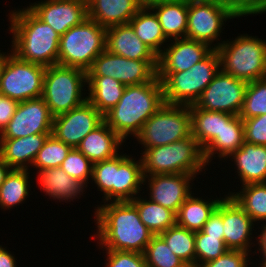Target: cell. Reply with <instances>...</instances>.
<instances>
[{"mask_svg":"<svg viewBox=\"0 0 266 267\" xmlns=\"http://www.w3.org/2000/svg\"><path fill=\"white\" fill-rule=\"evenodd\" d=\"M109 203V204H108ZM98 246L104 250L144 252L154 234L141 221L131 201H111L94 209Z\"/></svg>","mask_w":266,"mask_h":267,"instance_id":"cell-1","label":"cell"},{"mask_svg":"<svg viewBox=\"0 0 266 267\" xmlns=\"http://www.w3.org/2000/svg\"><path fill=\"white\" fill-rule=\"evenodd\" d=\"M9 31L12 49L19 59L43 66L57 64L61 35L40 20L28 7L11 10Z\"/></svg>","mask_w":266,"mask_h":267,"instance_id":"cell-2","label":"cell"},{"mask_svg":"<svg viewBox=\"0 0 266 267\" xmlns=\"http://www.w3.org/2000/svg\"><path fill=\"white\" fill-rule=\"evenodd\" d=\"M164 104L162 82L126 86L118 103L103 115L104 122L125 142L136 137L144 123Z\"/></svg>","mask_w":266,"mask_h":267,"instance_id":"cell-3","label":"cell"},{"mask_svg":"<svg viewBox=\"0 0 266 267\" xmlns=\"http://www.w3.org/2000/svg\"><path fill=\"white\" fill-rule=\"evenodd\" d=\"M117 154L115 157L93 164L92 182L103 194V201H131L136 198L143 185L142 161Z\"/></svg>","mask_w":266,"mask_h":267,"instance_id":"cell-4","label":"cell"},{"mask_svg":"<svg viewBox=\"0 0 266 267\" xmlns=\"http://www.w3.org/2000/svg\"><path fill=\"white\" fill-rule=\"evenodd\" d=\"M143 175L190 174L199 175L207 163L196 139L189 137L164 146L141 150Z\"/></svg>","mask_w":266,"mask_h":267,"instance_id":"cell-5","label":"cell"},{"mask_svg":"<svg viewBox=\"0 0 266 267\" xmlns=\"http://www.w3.org/2000/svg\"><path fill=\"white\" fill-rule=\"evenodd\" d=\"M219 42L213 49L219 55L222 72L246 82L266 78V40L246 33Z\"/></svg>","mask_w":266,"mask_h":267,"instance_id":"cell-6","label":"cell"},{"mask_svg":"<svg viewBox=\"0 0 266 267\" xmlns=\"http://www.w3.org/2000/svg\"><path fill=\"white\" fill-rule=\"evenodd\" d=\"M219 71V55L213 49L203 60L194 64L189 70L157 72V78L163 85L164 103L194 105Z\"/></svg>","mask_w":266,"mask_h":267,"instance_id":"cell-7","label":"cell"},{"mask_svg":"<svg viewBox=\"0 0 266 267\" xmlns=\"http://www.w3.org/2000/svg\"><path fill=\"white\" fill-rule=\"evenodd\" d=\"M106 28L90 18L60 37L57 64L87 72L105 50Z\"/></svg>","mask_w":266,"mask_h":267,"instance_id":"cell-8","label":"cell"},{"mask_svg":"<svg viewBox=\"0 0 266 267\" xmlns=\"http://www.w3.org/2000/svg\"><path fill=\"white\" fill-rule=\"evenodd\" d=\"M87 72L59 64L46 67L42 98L55 117L87 100ZM83 95H86L84 97Z\"/></svg>","mask_w":266,"mask_h":267,"instance_id":"cell-9","label":"cell"},{"mask_svg":"<svg viewBox=\"0 0 266 267\" xmlns=\"http://www.w3.org/2000/svg\"><path fill=\"white\" fill-rule=\"evenodd\" d=\"M191 126L190 106L164 103L134 138L146 150L189 137Z\"/></svg>","mask_w":266,"mask_h":267,"instance_id":"cell-10","label":"cell"},{"mask_svg":"<svg viewBox=\"0 0 266 267\" xmlns=\"http://www.w3.org/2000/svg\"><path fill=\"white\" fill-rule=\"evenodd\" d=\"M238 17L245 16L228 0H188L186 38L213 48L214 41L220 40L224 23Z\"/></svg>","mask_w":266,"mask_h":267,"instance_id":"cell-11","label":"cell"},{"mask_svg":"<svg viewBox=\"0 0 266 267\" xmlns=\"http://www.w3.org/2000/svg\"><path fill=\"white\" fill-rule=\"evenodd\" d=\"M4 52L0 78V94L17 102L42 97L46 66L19 59Z\"/></svg>","mask_w":266,"mask_h":267,"instance_id":"cell-12","label":"cell"},{"mask_svg":"<svg viewBox=\"0 0 266 267\" xmlns=\"http://www.w3.org/2000/svg\"><path fill=\"white\" fill-rule=\"evenodd\" d=\"M87 76H106L125 86L151 82L157 76V60H133L106 49L93 61Z\"/></svg>","mask_w":266,"mask_h":267,"instance_id":"cell-13","label":"cell"},{"mask_svg":"<svg viewBox=\"0 0 266 267\" xmlns=\"http://www.w3.org/2000/svg\"><path fill=\"white\" fill-rule=\"evenodd\" d=\"M247 84L220 70L190 108L239 115Z\"/></svg>","mask_w":266,"mask_h":267,"instance_id":"cell-14","label":"cell"},{"mask_svg":"<svg viewBox=\"0 0 266 267\" xmlns=\"http://www.w3.org/2000/svg\"><path fill=\"white\" fill-rule=\"evenodd\" d=\"M53 119L42 97L19 102L15 114L0 134V139L52 134Z\"/></svg>","mask_w":266,"mask_h":267,"instance_id":"cell-15","label":"cell"},{"mask_svg":"<svg viewBox=\"0 0 266 267\" xmlns=\"http://www.w3.org/2000/svg\"><path fill=\"white\" fill-rule=\"evenodd\" d=\"M103 121V115L86 100L80 106L54 117L52 135L66 145L77 148Z\"/></svg>","mask_w":266,"mask_h":267,"instance_id":"cell-16","label":"cell"},{"mask_svg":"<svg viewBox=\"0 0 266 267\" xmlns=\"http://www.w3.org/2000/svg\"><path fill=\"white\" fill-rule=\"evenodd\" d=\"M27 7L60 35L88 18L87 0H42Z\"/></svg>","mask_w":266,"mask_h":267,"instance_id":"cell-17","label":"cell"},{"mask_svg":"<svg viewBox=\"0 0 266 267\" xmlns=\"http://www.w3.org/2000/svg\"><path fill=\"white\" fill-rule=\"evenodd\" d=\"M196 178L190 174H154L144 176L143 185L148 183L149 200L178 213L180 206L193 194L190 183Z\"/></svg>","mask_w":266,"mask_h":267,"instance_id":"cell-18","label":"cell"},{"mask_svg":"<svg viewBox=\"0 0 266 267\" xmlns=\"http://www.w3.org/2000/svg\"><path fill=\"white\" fill-rule=\"evenodd\" d=\"M254 223L251 217L230 195H224L223 237L225 246L228 249L251 253V248L256 246L252 241L254 239L252 236Z\"/></svg>","mask_w":266,"mask_h":267,"instance_id":"cell-19","label":"cell"},{"mask_svg":"<svg viewBox=\"0 0 266 267\" xmlns=\"http://www.w3.org/2000/svg\"><path fill=\"white\" fill-rule=\"evenodd\" d=\"M212 50L208 44L186 37L171 40L157 56V72L189 70Z\"/></svg>","mask_w":266,"mask_h":267,"instance_id":"cell-20","label":"cell"},{"mask_svg":"<svg viewBox=\"0 0 266 267\" xmlns=\"http://www.w3.org/2000/svg\"><path fill=\"white\" fill-rule=\"evenodd\" d=\"M105 49L133 60H157V55L142 42L129 24L106 29Z\"/></svg>","mask_w":266,"mask_h":267,"instance_id":"cell-21","label":"cell"},{"mask_svg":"<svg viewBox=\"0 0 266 267\" xmlns=\"http://www.w3.org/2000/svg\"><path fill=\"white\" fill-rule=\"evenodd\" d=\"M143 5L139 0H87L88 18L107 29L128 24Z\"/></svg>","mask_w":266,"mask_h":267,"instance_id":"cell-22","label":"cell"},{"mask_svg":"<svg viewBox=\"0 0 266 267\" xmlns=\"http://www.w3.org/2000/svg\"><path fill=\"white\" fill-rule=\"evenodd\" d=\"M50 134L0 139V157L12 169L28 170Z\"/></svg>","mask_w":266,"mask_h":267,"instance_id":"cell-23","label":"cell"},{"mask_svg":"<svg viewBox=\"0 0 266 267\" xmlns=\"http://www.w3.org/2000/svg\"><path fill=\"white\" fill-rule=\"evenodd\" d=\"M229 158L234 161L241 186L266 183V146L244 142Z\"/></svg>","mask_w":266,"mask_h":267,"instance_id":"cell-24","label":"cell"},{"mask_svg":"<svg viewBox=\"0 0 266 267\" xmlns=\"http://www.w3.org/2000/svg\"><path fill=\"white\" fill-rule=\"evenodd\" d=\"M147 5L155 12L168 40L186 37L188 0H154Z\"/></svg>","mask_w":266,"mask_h":267,"instance_id":"cell-25","label":"cell"},{"mask_svg":"<svg viewBox=\"0 0 266 267\" xmlns=\"http://www.w3.org/2000/svg\"><path fill=\"white\" fill-rule=\"evenodd\" d=\"M124 141L103 121L77 146L93 164L111 159L119 154Z\"/></svg>","mask_w":266,"mask_h":267,"instance_id":"cell-26","label":"cell"},{"mask_svg":"<svg viewBox=\"0 0 266 267\" xmlns=\"http://www.w3.org/2000/svg\"><path fill=\"white\" fill-rule=\"evenodd\" d=\"M38 182L41 191L45 192L53 200L60 202L63 200L73 201L76 197L79 199V195H83L85 186L78 180L69 176L60 167L48 168L37 172Z\"/></svg>","mask_w":266,"mask_h":267,"instance_id":"cell-27","label":"cell"},{"mask_svg":"<svg viewBox=\"0 0 266 267\" xmlns=\"http://www.w3.org/2000/svg\"><path fill=\"white\" fill-rule=\"evenodd\" d=\"M191 135L204 150L223 130L224 124L235 116L230 113L190 108Z\"/></svg>","mask_w":266,"mask_h":267,"instance_id":"cell-28","label":"cell"},{"mask_svg":"<svg viewBox=\"0 0 266 267\" xmlns=\"http://www.w3.org/2000/svg\"><path fill=\"white\" fill-rule=\"evenodd\" d=\"M244 142L243 120L239 115H235L228 124H224L221 133L203 150L205 162L209 165L215 154L220 159L227 160Z\"/></svg>","mask_w":266,"mask_h":267,"instance_id":"cell-29","label":"cell"},{"mask_svg":"<svg viewBox=\"0 0 266 267\" xmlns=\"http://www.w3.org/2000/svg\"><path fill=\"white\" fill-rule=\"evenodd\" d=\"M87 100L102 114L113 108L123 96L125 85L106 76H87Z\"/></svg>","mask_w":266,"mask_h":267,"instance_id":"cell-30","label":"cell"},{"mask_svg":"<svg viewBox=\"0 0 266 267\" xmlns=\"http://www.w3.org/2000/svg\"><path fill=\"white\" fill-rule=\"evenodd\" d=\"M128 24L134 29L135 34L142 42L157 56L164 49L163 45L170 42L165 37L155 12L147 4L138 10Z\"/></svg>","mask_w":266,"mask_h":267,"instance_id":"cell-31","label":"cell"},{"mask_svg":"<svg viewBox=\"0 0 266 267\" xmlns=\"http://www.w3.org/2000/svg\"><path fill=\"white\" fill-rule=\"evenodd\" d=\"M201 198L195 197L193 192V195L191 194L184 201L176 214V224L178 226L193 232L201 231L210 215L223 199V197H217L214 200L211 198L208 200Z\"/></svg>","mask_w":266,"mask_h":267,"instance_id":"cell-32","label":"cell"},{"mask_svg":"<svg viewBox=\"0 0 266 267\" xmlns=\"http://www.w3.org/2000/svg\"><path fill=\"white\" fill-rule=\"evenodd\" d=\"M147 199L137 196L131 202L136 206L141 221L154 235H159L176 225L174 211Z\"/></svg>","mask_w":266,"mask_h":267,"instance_id":"cell-33","label":"cell"},{"mask_svg":"<svg viewBox=\"0 0 266 267\" xmlns=\"http://www.w3.org/2000/svg\"><path fill=\"white\" fill-rule=\"evenodd\" d=\"M30 172L25 169H11L0 185V207L13 209L29 197Z\"/></svg>","mask_w":266,"mask_h":267,"instance_id":"cell-34","label":"cell"},{"mask_svg":"<svg viewBox=\"0 0 266 267\" xmlns=\"http://www.w3.org/2000/svg\"><path fill=\"white\" fill-rule=\"evenodd\" d=\"M241 187L239 192H230L227 195L237 202L255 224L260 222L263 223L261 225L266 224V183L247 184Z\"/></svg>","mask_w":266,"mask_h":267,"instance_id":"cell-35","label":"cell"},{"mask_svg":"<svg viewBox=\"0 0 266 267\" xmlns=\"http://www.w3.org/2000/svg\"><path fill=\"white\" fill-rule=\"evenodd\" d=\"M170 250L189 267H196L195 232L177 224L159 234Z\"/></svg>","mask_w":266,"mask_h":267,"instance_id":"cell-36","label":"cell"},{"mask_svg":"<svg viewBox=\"0 0 266 267\" xmlns=\"http://www.w3.org/2000/svg\"><path fill=\"white\" fill-rule=\"evenodd\" d=\"M147 267H189L159 236L154 235L143 252Z\"/></svg>","mask_w":266,"mask_h":267,"instance_id":"cell-37","label":"cell"},{"mask_svg":"<svg viewBox=\"0 0 266 267\" xmlns=\"http://www.w3.org/2000/svg\"><path fill=\"white\" fill-rule=\"evenodd\" d=\"M71 149V146L66 145L54 135L50 134L38 152L32 167L36 168L38 170L37 172L48 168L60 167Z\"/></svg>","mask_w":266,"mask_h":267,"instance_id":"cell-38","label":"cell"},{"mask_svg":"<svg viewBox=\"0 0 266 267\" xmlns=\"http://www.w3.org/2000/svg\"><path fill=\"white\" fill-rule=\"evenodd\" d=\"M266 114V78L248 82L239 116L249 119Z\"/></svg>","mask_w":266,"mask_h":267,"instance_id":"cell-39","label":"cell"},{"mask_svg":"<svg viewBox=\"0 0 266 267\" xmlns=\"http://www.w3.org/2000/svg\"><path fill=\"white\" fill-rule=\"evenodd\" d=\"M229 250L224 243V237H214L195 232L196 267L215 260Z\"/></svg>","mask_w":266,"mask_h":267,"instance_id":"cell-40","label":"cell"},{"mask_svg":"<svg viewBox=\"0 0 266 267\" xmlns=\"http://www.w3.org/2000/svg\"><path fill=\"white\" fill-rule=\"evenodd\" d=\"M60 168L69 176L81 182L85 187H87L88 181L92 178L93 163L77 148L70 150Z\"/></svg>","mask_w":266,"mask_h":267,"instance_id":"cell-41","label":"cell"},{"mask_svg":"<svg viewBox=\"0 0 266 267\" xmlns=\"http://www.w3.org/2000/svg\"><path fill=\"white\" fill-rule=\"evenodd\" d=\"M105 253V267H147L142 253L116 250H106Z\"/></svg>","mask_w":266,"mask_h":267,"instance_id":"cell-42","label":"cell"},{"mask_svg":"<svg viewBox=\"0 0 266 267\" xmlns=\"http://www.w3.org/2000/svg\"><path fill=\"white\" fill-rule=\"evenodd\" d=\"M242 120L245 142L266 146V114Z\"/></svg>","mask_w":266,"mask_h":267,"instance_id":"cell-43","label":"cell"},{"mask_svg":"<svg viewBox=\"0 0 266 267\" xmlns=\"http://www.w3.org/2000/svg\"><path fill=\"white\" fill-rule=\"evenodd\" d=\"M251 254L242 250H227L215 260L202 264L199 267H248Z\"/></svg>","mask_w":266,"mask_h":267,"instance_id":"cell-44","label":"cell"},{"mask_svg":"<svg viewBox=\"0 0 266 267\" xmlns=\"http://www.w3.org/2000/svg\"><path fill=\"white\" fill-rule=\"evenodd\" d=\"M201 231L210 236L223 237V199L210 215Z\"/></svg>","mask_w":266,"mask_h":267,"instance_id":"cell-45","label":"cell"},{"mask_svg":"<svg viewBox=\"0 0 266 267\" xmlns=\"http://www.w3.org/2000/svg\"><path fill=\"white\" fill-rule=\"evenodd\" d=\"M244 16L266 13V0H229Z\"/></svg>","mask_w":266,"mask_h":267,"instance_id":"cell-46","label":"cell"},{"mask_svg":"<svg viewBox=\"0 0 266 267\" xmlns=\"http://www.w3.org/2000/svg\"><path fill=\"white\" fill-rule=\"evenodd\" d=\"M19 102L0 94V134L16 112Z\"/></svg>","mask_w":266,"mask_h":267,"instance_id":"cell-47","label":"cell"},{"mask_svg":"<svg viewBox=\"0 0 266 267\" xmlns=\"http://www.w3.org/2000/svg\"><path fill=\"white\" fill-rule=\"evenodd\" d=\"M261 231H260V235H258L257 237H255L258 243V253L263 257L261 258L262 261H260V266L266 267V224L261 225ZM258 239V240H257ZM260 247V248H259Z\"/></svg>","mask_w":266,"mask_h":267,"instance_id":"cell-48","label":"cell"},{"mask_svg":"<svg viewBox=\"0 0 266 267\" xmlns=\"http://www.w3.org/2000/svg\"><path fill=\"white\" fill-rule=\"evenodd\" d=\"M7 248L0 245V267H17L14 254L12 255Z\"/></svg>","mask_w":266,"mask_h":267,"instance_id":"cell-49","label":"cell"},{"mask_svg":"<svg viewBox=\"0 0 266 267\" xmlns=\"http://www.w3.org/2000/svg\"><path fill=\"white\" fill-rule=\"evenodd\" d=\"M12 168L8 166L0 157V185L5 181L7 174Z\"/></svg>","mask_w":266,"mask_h":267,"instance_id":"cell-50","label":"cell"},{"mask_svg":"<svg viewBox=\"0 0 266 267\" xmlns=\"http://www.w3.org/2000/svg\"><path fill=\"white\" fill-rule=\"evenodd\" d=\"M3 67H4V52H0V78H1Z\"/></svg>","mask_w":266,"mask_h":267,"instance_id":"cell-51","label":"cell"},{"mask_svg":"<svg viewBox=\"0 0 266 267\" xmlns=\"http://www.w3.org/2000/svg\"><path fill=\"white\" fill-rule=\"evenodd\" d=\"M142 4H148V3H150V2H152V1H154V0H139Z\"/></svg>","mask_w":266,"mask_h":267,"instance_id":"cell-52","label":"cell"}]
</instances>
